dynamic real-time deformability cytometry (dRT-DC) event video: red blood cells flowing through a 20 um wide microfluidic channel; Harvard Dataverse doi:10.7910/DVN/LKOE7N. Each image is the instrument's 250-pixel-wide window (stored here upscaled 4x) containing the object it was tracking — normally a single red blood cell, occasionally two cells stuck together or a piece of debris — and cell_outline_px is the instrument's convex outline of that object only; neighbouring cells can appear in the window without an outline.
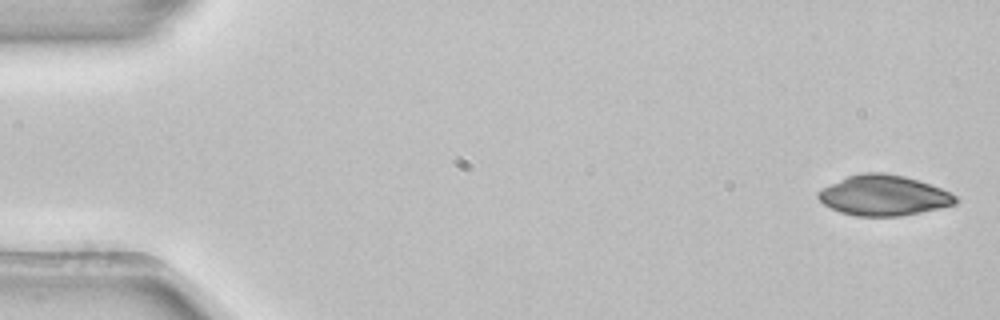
{"species": "common noctule bat (a hibernating species)", "species_latin": "Nyctalus noctula", "temperature_condition": "room temperature", "stored_images_in_passage": 4, "camera_frame_rate_fps": 3000, "um_per_image_px": 0.085, "animal": {"sex": "female", "body_mass_g": 22.7, "forearm_length_mm": 54.2}, "frame": {"image": 1, "passage_image": 1, "time_ms": 0.0, "image_size_px": [1000, 320], "cell_outline_px": [[960, 200], [956, 204], [940, 208], [900, 216], [856, 216], [840, 212], [824, 204], [816, 196], [816, 192], [820, 188], [848, 176], [860, 172], [884, 172], [904, 176], [940, 188], [956, 196]], "centroid_in_image_um": [75.08, 16.61], "position_along_channel_um": 9.9, "area_um2": 32.31}}